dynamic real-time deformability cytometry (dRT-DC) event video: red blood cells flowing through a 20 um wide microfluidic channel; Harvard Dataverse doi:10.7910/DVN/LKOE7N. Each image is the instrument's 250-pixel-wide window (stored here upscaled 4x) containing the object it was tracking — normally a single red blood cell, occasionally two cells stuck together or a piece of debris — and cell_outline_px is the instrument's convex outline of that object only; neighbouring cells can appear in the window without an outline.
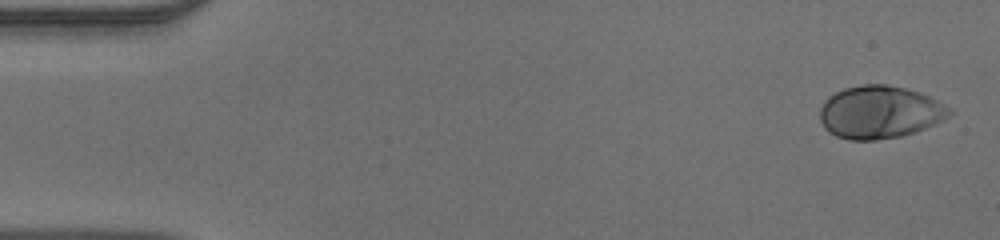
{"species": "human", "species_latin": "Homo sapiens", "temperature_condition": "warm", "stored_images_in_passage": 48, "camera_frame_rate_fps": 3000, "um_per_image_px": 0.085, "donor": {"sex": "male"}, "frame": {"image": 1, "passage_image": 1, "time_ms": 0.0, "image_size_px": [1000, 240], "cell_outline_px": [[952, 112], [948, 116], [924, 128], [900, 136], [876, 140], [848, 140], [836, 136], [828, 132], [824, 128], [820, 120], [820, 108], [824, 100], [828, 96], [844, 88], [860, 84], [884, 84], [904, 88], [920, 92], [952, 108]], "centroid_in_image_um": [74.72, 9.53], "position_along_channel_um": 10.3, "area_um2": 39.71}}
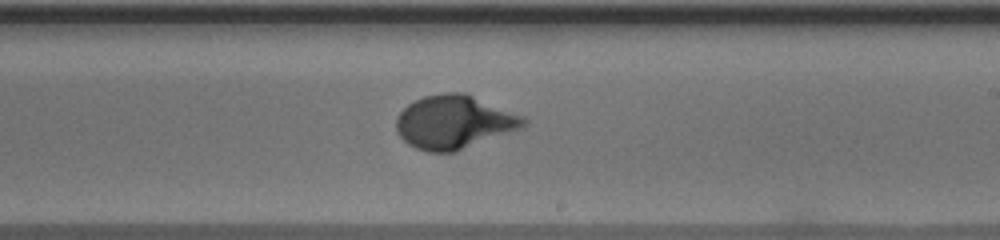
{"frame": {"image": 2, "passage_image": 28, "time_ms": 9.0, "image_size_px": [1000, 240], "cell_outline_px": [[528, 124], [520, 128], [456, 152], [428, 152], [416, 148], [408, 144], [396, 132], [396, 116], [408, 104], [424, 96], [444, 92], [464, 92], [524, 116], [528, 120]], "centroid_in_image_um": [38.59, 10.37], "position_along_channel_um": 250.4, "area_um2": 39.71}}
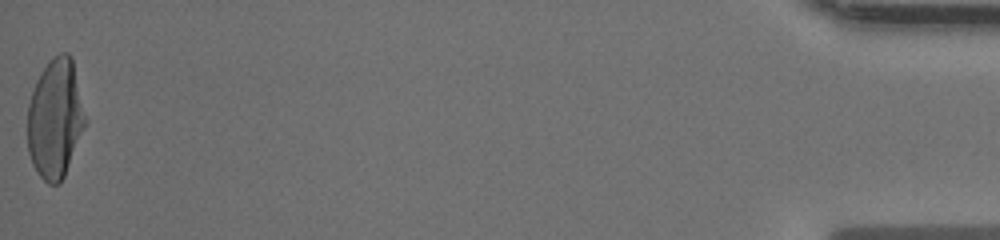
{"frame": {"image": 3, "passage_image": 48, "time_ms": 15.667, "image_size_px": [1000, 240], "cell_outline_px": [[88, 120], [64, 176], [60, 184], [48, 184], [40, 176], [32, 164], [28, 152], [28, 104], [36, 80], [40, 72], [48, 60], [60, 52], [68, 52], [72, 56]], "centroid_in_image_um": [4.72, 10.05], "position_along_channel_um": 430.5, "area_um2": 40.69}}